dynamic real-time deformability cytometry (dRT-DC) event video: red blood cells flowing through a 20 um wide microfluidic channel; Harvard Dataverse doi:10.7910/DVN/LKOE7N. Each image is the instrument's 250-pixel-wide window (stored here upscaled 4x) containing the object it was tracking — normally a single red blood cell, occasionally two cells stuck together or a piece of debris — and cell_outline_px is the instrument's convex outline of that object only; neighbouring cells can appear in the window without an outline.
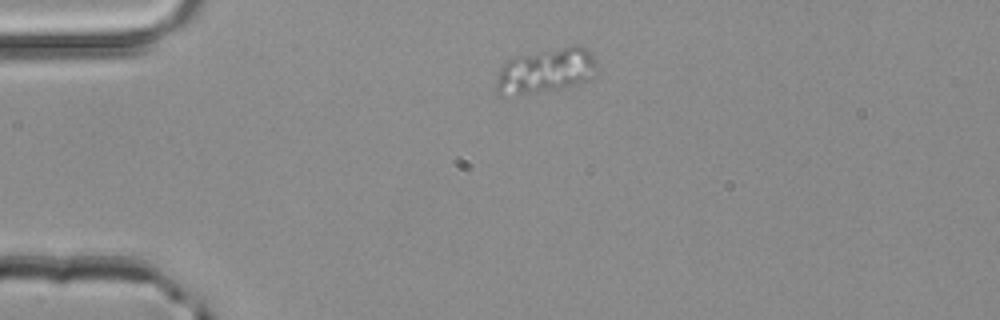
{"species": "common noctule bat (a hibernating species)", "species_latin": "Nyctalus noctula", "temperature_condition": "room temperature", "stored_images_in_passage": 2, "camera_frame_rate_fps": 3000, "um_per_image_px": 0.085, "animal": {"sex": "male", "body_mass_g": 20.4}, "frame": {"image": 1, "passage_image": 1, "time_ms": 0.0, "image_size_px": [1000, 320], "cell_outline_px": [[596, 68], [588, 80], [576, 84], [556, 88], [504, 96], [500, 96], [496, 92], [496, 76], [500, 68], [512, 56], [572, 44], [576, 44], [588, 48], [592, 52], [596, 60]], "centroid_in_image_um": [46.37, 5.95], "position_along_channel_um": 38.6, "area_um2": 26.41}}
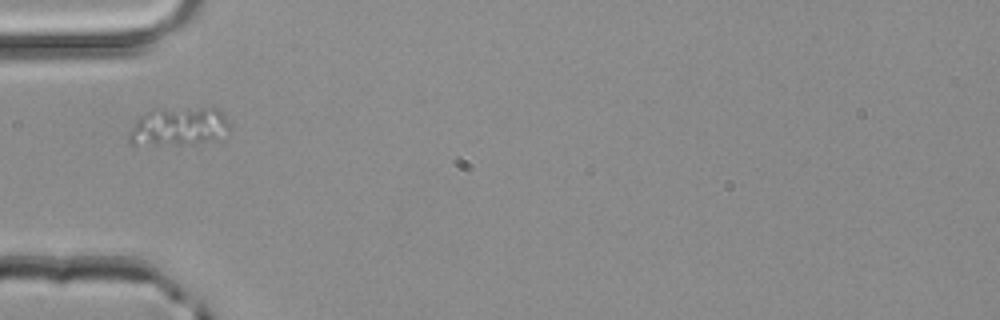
{"frame": {"image": 2, "passage_image": 2, "time_ms": 0.333, "image_size_px": [1000, 320], "cell_outline_px": [[228, 128], [212, 136], [192, 144], [132, 144], [128, 140], [128, 136], [136, 120], [140, 116], [148, 112], [160, 108], [216, 108], [224, 112], [228, 120]], "centroid_in_image_um": [15.1, 10.71], "position_along_channel_um": 69.9, "area_um2": 21.68}}